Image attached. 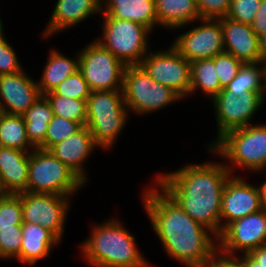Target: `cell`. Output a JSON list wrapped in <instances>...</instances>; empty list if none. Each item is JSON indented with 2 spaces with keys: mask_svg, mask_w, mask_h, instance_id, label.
Returning a JSON list of instances; mask_svg holds the SVG:
<instances>
[{
  "mask_svg": "<svg viewBox=\"0 0 266 267\" xmlns=\"http://www.w3.org/2000/svg\"><path fill=\"white\" fill-rule=\"evenodd\" d=\"M20 262L29 265L49 257L51 250L60 241L47 229L34 223H22Z\"/></svg>",
  "mask_w": 266,
  "mask_h": 267,
  "instance_id": "22",
  "label": "cell"
},
{
  "mask_svg": "<svg viewBox=\"0 0 266 267\" xmlns=\"http://www.w3.org/2000/svg\"><path fill=\"white\" fill-rule=\"evenodd\" d=\"M90 89L78 70L74 74L63 80L52 92L46 94H56L73 99L87 100L90 96Z\"/></svg>",
  "mask_w": 266,
  "mask_h": 267,
  "instance_id": "32",
  "label": "cell"
},
{
  "mask_svg": "<svg viewBox=\"0 0 266 267\" xmlns=\"http://www.w3.org/2000/svg\"><path fill=\"white\" fill-rule=\"evenodd\" d=\"M208 148L209 152L230 161L231 164L225 167L232 175L235 167L255 173L266 170V124H250L227 131L215 143L211 142Z\"/></svg>",
  "mask_w": 266,
  "mask_h": 267,
  "instance_id": "4",
  "label": "cell"
},
{
  "mask_svg": "<svg viewBox=\"0 0 266 267\" xmlns=\"http://www.w3.org/2000/svg\"><path fill=\"white\" fill-rule=\"evenodd\" d=\"M77 54L79 71L91 92L122 90L126 66L98 41L89 43Z\"/></svg>",
  "mask_w": 266,
  "mask_h": 267,
  "instance_id": "9",
  "label": "cell"
},
{
  "mask_svg": "<svg viewBox=\"0 0 266 267\" xmlns=\"http://www.w3.org/2000/svg\"><path fill=\"white\" fill-rule=\"evenodd\" d=\"M0 146L25 152H31L34 149L27 138L26 125L22 115L0 112Z\"/></svg>",
  "mask_w": 266,
  "mask_h": 267,
  "instance_id": "27",
  "label": "cell"
},
{
  "mask_svg": "<svg viewBox=\"0 0 266 267\" xmlns=\"http://www.w3.org/2000/svg\"><path fill=\"white\" fill-rule=\"evenodd\" d=\"M263 186V199H264V208H266V181L262 183Z\"/></svg>",
  "mask_w": 266,
  "mask_h": 267,
  "instance_id": "43",
  "label": "cell"
},
{
  "mask_svg": "<svg viewBox=\"0 0 266 267\" xmlns=\"http://www.w3.org/2000/svg\"><path fill=\"white\" fill-rule=\"evenodd\" d=\"M231 0H196L201 19H219L226 17Z\"/></svg>",
  "mask_w": 266,
  "mask_h": 267,
  "instance_id": "37",
  "label": "cell"
},
{
  "mask_svg": "<svg viewBox=\"0 0 266 267\" xmlns=\"http://www.w3.org/2000/svg\"><path fill=\"white\" fill-rule=\"evenodd\" d=\"M5 194V192L2 190L1 184H0V197H2Z\"/></svg>",
  "mask_w": 266,
  "mask_h": 267,
  "instance_id": "44",
  "label": "cell"
},
{
  "mask_svg": "<svg viewBox=\"0 0 266 267\" xmlns=\"http://www.w3.org/2000/svg\"><path fill=\"white\" fill-rule=\"evenodd\" d=\"M250 26L258 36L266 32V0H262L258 13Z\"/></svg>",
  "mask_w": 266,
  "mask_h": 267,
  "instance_id": "39",
  "label": "cell"
},
{
  "mask_svg": "<svg viewBox=\"0 0 266 267\" xmlns=\"http://www.w3.org/2000/svg\"><path fill=\"white\" fill-rule=\"evenodd\" d=\"M86 184L49 150L34 148L29 154V193H50L71 197Z\"/></svg>",
  "mask_w": 266,
  "mask_h": 267,
  "instance_id": "6",
  "label": "cell"
},
{
  "mask_svg": "<svg viewBox=\"0 0 266 267\" xmlns=\"http://www.w3.org/2000/svg\"><path fill=\"white\" fill-rule=\"evenodd\" d=\"M224 89L236 97L248 92H266V63L243 64Z\"/></svg>",
  "mask_w": 266,
  "mask_h": 267,
  "instance_id": "26",
  "label": "cell"
},
{
  "mask_svg": "<svg viewBox=\"0 0 266 267\" xmlns=\"http://www.w3.org/2000/svg\"><path fill=\"white\" fill-rule=\"evenodd\" d=\"M29 154L0 146V184L5 194L27 192Z\"/></svg>",
  "mask_w": 266,
  "mask_h": 267,
  "instance_id": "20",
  "label": "cell"
},
{
  "mask_svg": "<svg viewBox=\"0 0 266 267\" xmlns=\"http://www.w3.org/2000/svg\"><path fill=\"white\" fill-rule=\"evenodd\" d=\"M263 208L262 184L259 187H256V185L254 187V185L246 182L241 176L231 175L226 181L222 194L220 211L221 232L233 221L258 212Z\"/></svg>",
  "mask_w": 266,
  "mask_h": 267,
  "instance_id": "13",
  "label": "cell"
},
{
  "mask_svg": "<svg viewBox=\"0 0 266 267\" xmlns=\"http://www.w3.org/2000/svg\"><path fill=\"white\" fill-rule=\"evenodd\" d=\"M265 92H248L236 97L222 89L212 99L217 122V139L227 131L250 125L253 115L265 102Z\"/></svg>",
  "mask_w": 266,
  "mask_h": 267,
  "instance_id": "12",
  "label": "cell"
},
{
  "mask_svg": "<svg viewBox=\"0 0 266 267\" xmlns=\"http://www.w3.org/2000/svg\"><path fill=\"white\" fill-rule=\"evenodd\" d=\"M139 65L156 82L171 88L182 100L189 95L191 62L172 45L167 50L148 52Z\"/></svg>",
  "mask_w": 266,
  "mask_h": 267,
  "instance_id": "10",
  "label": "cell"
},
{
  "mask_svg": "<svg viewBox=\"0 0 266 267\" xmlns=\"http://www.w3.org/2000/svg\"><path fill=\"white\" fill-rule=\"evenodd\" d=\"M99 12L101 13V0H57L42 37L49 38Z\"/></svg>",
  "mask_w": 266,
  "mask_h": 267,
  "instance_id": "19",
  "label": "cell"
},
{
  "mask_svg": "<svg viewBox=\"0 0 266 267\" xmlns=\"http://www.w3.org/2000/svg\"><path fill=\"white\" fill-rule=\"evenodd\" d=\"M260 42V54L262 57V62L266 63V32L259 36Z\"/></svg>",
  "mask_w": 266,
  "mask_h": 267,
  "instance_id": "42",
  "label": "cell"
},
{
  "mask_svg": "<svg viewBox=\"0 0 266 267\" xmlns=\"http://www.w3.org/2000/svg\"><path fill=\"white\" fill-rule=\"evenodd\" d=\"M218 248L228 254L236 255L266 244V208L247 215L228 224L217 237Z\"/></svg>",
  "mask_w": 266,
  "mask_h": 267,
  "instance_id": "15",
  "label": "cell"
},
{
  "mask_svg": "<svg viewBox=\"0 0 266 267\" xmlns=\"http://www.w3.org/2000/svg\"><path fill=\"white\" fill-rule=\"evenodd\" d=\"M223 30L224 52L232 54L243 64L262 62L259 36L249 24L219 18Z\"/></svg>",
  "mask_w": 266,
  "mask_h": 267,
  "instance_id": "17",
  "label": "cell"
},
{
  "mask_svg": "<svg viewBox=\"0 0 266 267\" xmlns=\"http://www.w3.org/2000/svg\"><path fill=\"white\" fill-rule=\"evenodd\" d=\"M240 260L242 267H262L260 263L255 261L248 253L241 255Z\"/></svg>",
  "mask_w": 266,
  "mask_h": 267,
  "instance_id": "41",
  "label": "cell"
},
{
  "mask_svg": "<svg viewBox=\"0 0 266 267\" xmlns=\"http://www.w3.org/2000/svg\"><path fill=\"white\" fill-rule=\"evenodd\" d=\"M232 174L224 163L187 164L154 178L179 206L215 236L221 234L220 211L226 181Z\"/></svg>",
  "mask_w": 266,
  "mask_h": 267,
  "instance_id": "2",
  "label": "cell"
},
{
  "mask_svg": "<svg viewBox=\"0 0 266 267\" xmlns=\"http://www.w3.org/2000/svg\"><path fill=\"white\" fill-rule=\"evenodd\" d=\"M23 209L18 194H4L0 197V230L22 225Z\"/></svg>",
  "mask_w": 266,
  "mask_h": 267,
  "instance_id": "31",
  "label": "cell"
},
{
  "mask_svg": "<svg viewBox=\"0 0 266 267\" xmlns=\"http://www.w3.org/2000/svg\"><path fill=\"white\" fill-rule=\"evenodd\" d=\"M47 60L42 77L37 82L41 95L52 92L63 80L79 70V55L70 59L51 49Z\"/></svg>",
  "mask_w": 266,
  "mask_h": 267,
  "instance_id": "24",
  "label": "cell"
},
{
  "mask_svg": "<svg viewBox=\"0 0 266 267\" xmlns=\"http://www.w3.org/2000/svg\"><path fill=\"white\" fill-rule=\"evenodd\" d=\"M214 65L217 69L221 88L224 89L237 75L243 63L236 59L232 54L223 52L214 57Z\"/></svg>",
  "mask_w": 266,
  "mask_h": 267,
  "instance_id": "35",
  "label": "cell"
},
{
  "mask_svg": "<svg viewBox=\"0 0 266 267\" xmlns=\"http://www.w3.org/2000/svg\"><path fill=\"white\" fill-rule=\"evenodd\" d=\"M127 107L122 90L92 91L86 100V127L96 144L111 148L126 125Z\"/></svg>",
  "mask_w": 266,
  "mask_h": 267,
  "instance_id": "5",
  "label": "cell"
},
{
  "mask_svg": "<svg viewBox=\"0 0 266 267\" xmlns=\"http://www.w3.org/2000/svg\"><path fill=\"white\" fill-rule=\"evenodd\" d=\"M122 92L127 110L139 115L158 111L182 100L171 88L156 82L140 65L126 66Z\"/></svg>",
  "mask_w": 266,
  "mask_h": 267,
  "instance_id": "8",
  "label": "cell"
},
{
  "mask_svg": "<svg viewBox=\"0 0 266 267\" xmlns=\"http://www.w3.org/2000/svg\"><path fill=\"white\" fill-rule=\"evenodd\" d=\"M22 116L28 140L34 148H39L45 141L47 126L53 117L49 101L41 95Z\"/></svg>",
  "mask_w": 266,
  "mask_h": 267,
  "instance_id": "25",
  "label": "cell"
},
{
  "mask_svg": "<svg viewBox=\"0 0 266 267\" xmlns=\"http://www.w3.org/2000/svg\"><path fill=\"white\" fill-rule=\"evenodd\" d=\"M155 183L156 189L148 187L142 193L144 208L153 230L170 258L186 267H202L205 260L218 248L217 236L193 220L154 181Z\"/></svg>",
  "mask_w": 266,
  "mask_h": 267,
  "instance_id": "1",
  "label": "cell"
},
{
  "mask_svg": "<svg viewBox=\"0 0 266 267\" xmlns=\"http://www.w3.org/2000/svg\"><path fill=\"white\" fill-rule=\"evenodd\" d=\"M140 23L152 31L158 26L155 0H101V13Z\"/></svg>",
  "mask_w": 266,
  "mask_h": 267,
  "instance_id": "21",
  "label": "cell"
},
{
  "mask_svg": "<svg viewBox=\"0 0 266 267\" xmlns=\"http://www.w3.org/2000/svg\"><path fill=\"white\" fill-rule=\"evenodd\" d=\"M18 195L22 202L23 222L41 225L61 241L65 229L67 211H69L70 197L29 192L19 193Z\"/></svg>",
  "mask_w": 266,
  "mask_h": 267,
  "instance_id": "11",
  "label": "cell"
},
{
  "mask_svg": "<svg viewBox=\"0 0 266 267\" xmlns=\"http://www.w3.org/2000/svg\"><path fill=\"white\" fill-rule=\"evenodd\" d=\"M22 225L0 230V258H16L20 262V248L22 244Z\"/></svg>",
  "mask_w": 266,
  "mask_h": 267,
  "instance_id": "33",
  "label": "cell"
},
{
  "mask_svg": "<svg viewBox=\"0 0 266 267\" xmlns=\"http://www.w3.org/2000/svg\"><path fill=\"white\" fill-rule=\"evenodd\" d=\"M158 25L179 29L201 19L196 0H155Z\"/></svg>",
  "mask_w": 266,
  "mask_h": 267,
  "instance_id": "23",
  "label": "cell"
},
{
  "mask_svg": "<svg viewBox=\"0 0 266 267\" xmlns=\"http://www.w3.org/2000/svg\"><path fill=\"white\" fill-rule=\"evenodd\" d=\"M25 73L0 75V112L22 115L41 96L37 81Z\"/></svg>",
  "mask_w": 266,
  "mask_h": 267,
  "instance_id": "16",
  "label": "cell"
},
{
  "mask_svg": "<svg viewBox=\"0 0 266 267\" xmlns=\"http://www.w3.org/2000/svg\"><path fill=\"white\" fill-rule=\"evenodd\" d=\"M103 17V35L95 40L125 66L139 65L149 52L148 36L151 31L137 22L110 15Z\"/></svg>",
  "mask_w": 266,
  "mask_h": 267,
  "instance_id": "7",
  "label": "cell"
},
{
  "mask_svg": "<svg viewBox=\"0 0 266 267\" xmlns=\"http://www.w3.org/2000/svg\"><path fill=\"white\" fill-rule=\"evenodd\" d=\"M97 147L91 132L84 126L74 135L52 146L49 151L86 183L87 174L83 165Z\"/></svg>",
  "mask_w": 266,
  "mask_h": 267,
  "instance_id": "18",
  "label": "cell"
},
{
  "mask_svg": "<svg viewBox=\"0 0 266 267\" xmlns=\"http://www.w3.org/2000/svg\"><path fill=\"white\" fill-rule=\"evenodd\" d=\"M81 252L93 267H155L138 250L135 237L116 219L95 225Z\"/></svg>",
  "mask_w": 266,
  "mask_h": 267,
  "instance_id": "3",
  "label": "cell"
},
{
  "mask_svg": "<svg viewBox=\"0 0 266 267\" xmlns=\"http://www.w3.org/2000/svg\"><path fill=\"white\" fill-rule=\"evenodd\" d=\"M81 128L82 126L75 121L53 115L47 126L45 141L39 148L49 150L52 146L74 135Z\"/></svg>",
  "mask_w": 266,
  "mask_h": 267,
  "instance_id": "30",
  "label": "cell"
},
{
  "mask_svg": "<svg viewBox=\"0 0 266 267\" xmlns=\"http://www.w3.org/2000/svg\"><path fill=\"white\" fill-rule=\"evenodd\" d=\"M214 65V58L191 62V83L189 95L201 89L204 95L212 100L222 88Z\"/></svg>",
  "mask_w": 266,
  "mask_h": 267,
  "instance_id": "28",
  "label": "cell"
},
{
  "mask_svg": "<svg viewBox=\"0 0 266 267\" xmlns=\"http://www.w3.org/2000/svg\"><path fill=\"white\" fill-rule=\"evenodd\" d=\"M202 267H242L239 257L225 253L217 248L204 262Z\"/></svg>",
  "mask_w": 266,
  "mask_h": 267,
  "instance_id": "38",
  "label": "cell"
},
{
  "mask_svg": "<svg viewBox=\"0 0 266 267\" xmlns=\"http://www.w3.org/2000/svg\"><path fill=\"white\" fill-rule=\"evenodd\" d=\"M202 25L179 35L173 47L189 62L214 58L224 52L223 30L219 19H200Z\"/></svg>",
  "mask_w": 266,
  "mask_h": 267,
  "instance_id": "14",
  "label": "cell"
},
{
  "mask_svg": "<svg viewBox=\"0 0 266 267\" xmlns=\"http://www.w3.org/2000/svg\"><path fill=\"white\" fill-rule=\"evenodd\" d=\"M255 261L260 263V266L266 267V244L248 253Z\"/></svg>",
  "mask_w": 266,
  "mask_h": 267,
  "instance_id": "40",
  "label": "cell"
},
{
  "mask_svg": "<svg viewBox=\"0 0 266 267\" xmlns=\"http://www.w3.org/2000/svg\"><path fill=\"white\" fill-rule=\"evenodd\" d=\"M261 2L262 0H231L226 17L250 25L258 13Z\"/></svg>",
  "mask_w": 266,
  "mask_h": 267,
  "instance_id": "34",
  "label": "cell"
},
{
  "mask_svg": "<svg viewBox=\"0 0 266 267\" xmlns=\"http://www.w3.org/2000/svg\"><path fill=\"white\" fill-rule=\"evenodd\" d=\"M4 35V36H3ZM13 46L5 39L0 27V75L15 74L23 70Z\"/></svg>",
  "mask_w": 266,
  "mask_h": 267,
  "instance_id": "36",
  "label": "cell"
},
{
  "mask_svg": "<svg viewBox=\"0 0 266 267\" xmlns=\"http://www.w3.org/2000/svg\"><path fill=\"white\" fill-rule=\"evenodd\" d=\"M44 96L51 105L53 115L75 121L82 127L86 126V100L73 99L56 94H45Z\"/></svg>",
  "mask_w": 266,
  "mask_h": 267,
  "instance_id": "29",
  "label": "cell"
}]
</instances>
